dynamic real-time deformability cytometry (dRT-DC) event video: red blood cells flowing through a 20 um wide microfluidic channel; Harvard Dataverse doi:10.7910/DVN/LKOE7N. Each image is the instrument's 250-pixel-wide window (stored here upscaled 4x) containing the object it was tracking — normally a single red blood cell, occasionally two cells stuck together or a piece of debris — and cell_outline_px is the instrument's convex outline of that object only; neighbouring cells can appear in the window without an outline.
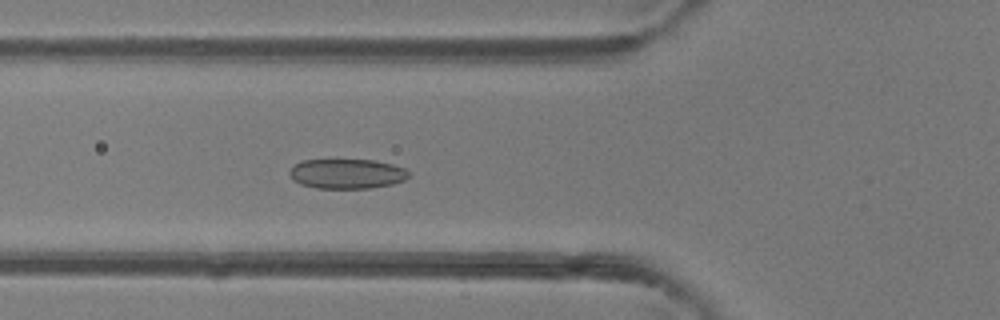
{"species": "common noctule bat (a hibernating species)", "species_latin": "Nyctalus noctula", "temperature_condition": "room temperature", "stored_images_in_passage": 38, "camera_frame_rate_fps": 3000, "um_per_image_px": 0.085, "animal": {"sex": "female"}, "frame": {"image": 1, "passage_image": 14, "time_ms": 4.333, "image_size_px": [1000, 320], "cell_outline_px": [[412, 172], [404, 180], [392, 184], [368, 188], [316, 188], [300, 184], [292, 180], [288, 172], [296, 164], [304, 160], [376, 160], [392, 164], [404, 168]], "centroid_in_image_um": [29.5, 14.77], "position_along_channel_um": 96.3, "area_um2": 20.69}}
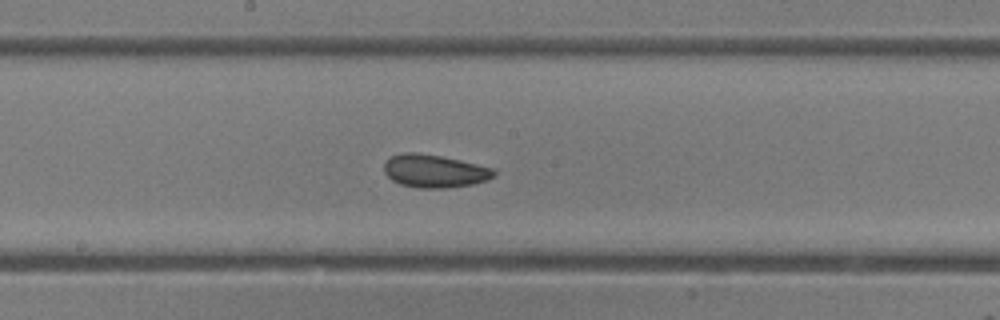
{"frame": {"image": 2, "passage_image": 22, "time_ms": 7.0, "image_size_px": [1000, 320], "cell_outline_px": [[496, 176], [488, 180], [472, 184], [444, 188], [416, 188], [400, 184], [392, 180], [384, 172], [384, 164], [392, 156], [404, 152], [416, 152], [440, 156], [460, 160], [492, 168], [496, 172]], "centroid_in_image_um": [36.93, 14.54], "position_along_channel_um": 211.3, "area_um2": 21.04}}
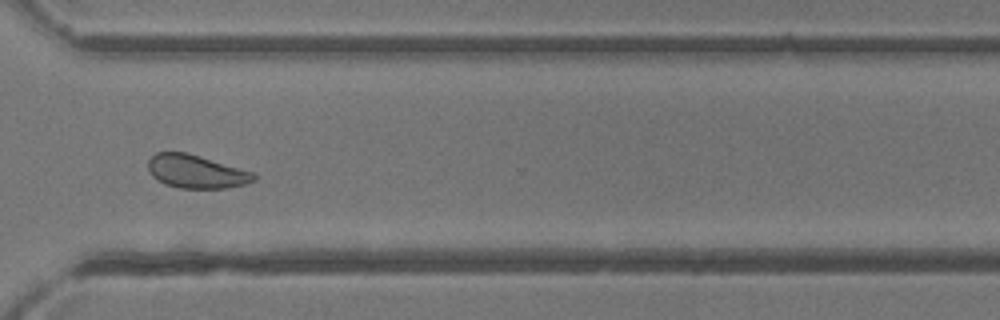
{"frame": {"image": 3, "passage_image": 32, "time_ms": 10.333, "image_size_px": [1000, 320], "cell_outline_px": [[256, 180], [244, 184], [228, 188], [180, 188], [164, 184], [152, 176], [148, 172], [148, 160], [156, 152], [188, 152], [256, 172]], "centroid_in_image_um": [16.7, 14.57], "position_along_channel_um": 353.9, "area_um2": 20.87}, "authors_computed_cell_mechanics": {"area_um2": 21.1837, "velocity_mm_per_s": 4.2937, "shape_relaxation_time_tau1_ms": 2.3947, "shape_relaxation_time_tau2_ms": 1.9898, "deformation_change_tau1": 0.0665, "deformation_change_tau2": 0.0732}}